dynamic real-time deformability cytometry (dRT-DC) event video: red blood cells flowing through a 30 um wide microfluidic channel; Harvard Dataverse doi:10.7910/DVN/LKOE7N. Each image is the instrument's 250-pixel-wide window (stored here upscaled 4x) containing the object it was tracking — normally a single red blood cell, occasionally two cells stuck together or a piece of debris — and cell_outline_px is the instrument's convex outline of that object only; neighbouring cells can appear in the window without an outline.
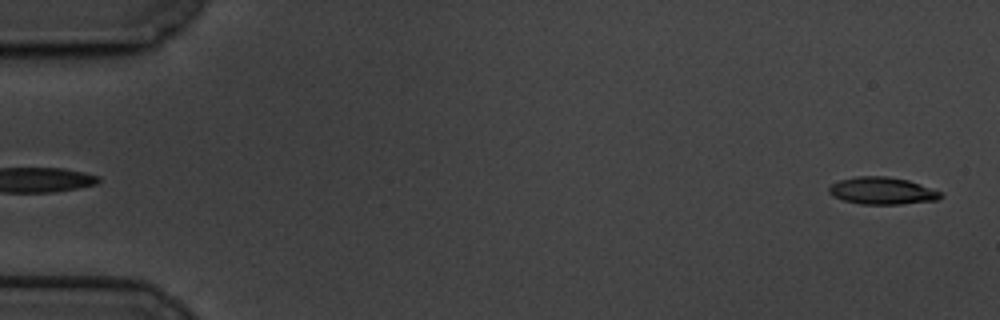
{"species": "common noctule bat (a hibernating species)", "species_latin": "Nyctalus noctula", "temperature_condition": "cold", "stored_images_in_passage": 60, "camera_frame_rate_fps": 3000, "um_per_image_px": 0.085, "animal": {"sex": "male", "body_mass_g": 19.5, "forearm_length_mm": 54.6}, "frame": {"image": 1, "passage_image": 2, "time_ms": 0.333, "image_size_px": [1000, 320], "cell_outline_px": [[944, 196], [936, 200], [900, 204], [860, 204], [844, 200], [832, 196], [828, 192], [828, 188], [832, 184], [840, 180], [856, 176], [884, 176], [908, 180], [944, 192]], "centroid_in_image_um": [75.0, 16.22], "position_along_channel_um": 10.0, "area_um2": 17.74}}
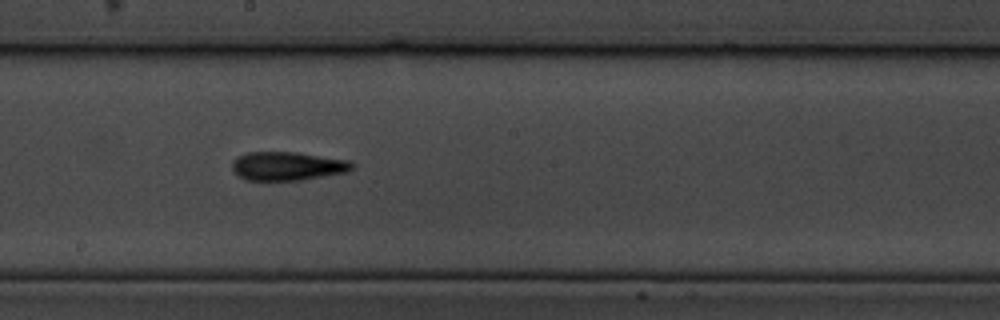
{"frame": {"image": 2, "passage_image": 33, "time_ms": 10.667, "image_size_px": [1000, 320], "cell_outline_px": [[356, 164], [352, 168], [344, 172], [300, 180], [244, 180], [232, 168], [232, 160], [236, 156], [248, 152], [296, 152], [348, 160]], "centroid_in_image_um": [24.39, 14.1], "position_along_channel_um": 223.8, "area_um2": 19.88}}
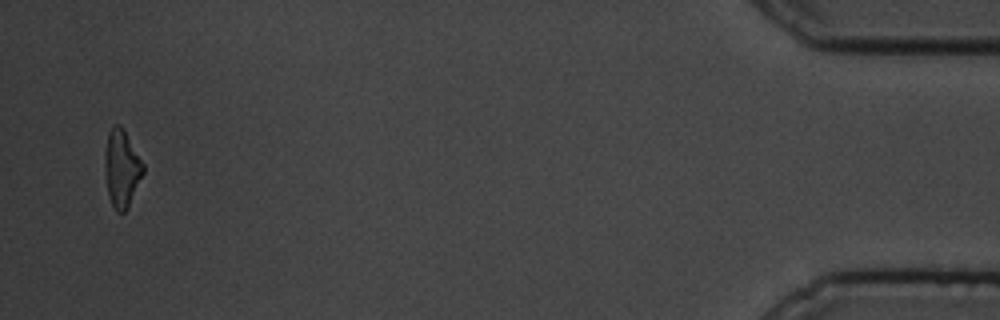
{"frame": {"image": 3, "passage_image": 58, "time_ms": 19.0, "image_size_px": [1000, 320], "cell_outline_px": [[144, 172], [128, 208], [124, 212], [116, 212], [108, 196], [104, 168], [104, 152], [108, 132], [112, 124], [120, 124], [124, 128], [144, 164]], "centroid_in_image_um": [10.33, 14.28], "position_along_channel_um": 424.9, "area_um2": 17.63}, "authors_computed_cell_mechanics": {"area_um2": 18.6116, "velocity_mm_per_s": 3.382, "shape_relaxation_time_tau1_ms": 4.7134, "shape_relaxation_time_tau2_ms": 6.6337, "deformation_change_tau1": 0.1971, "deformation_change_tau2": 0.1834}}